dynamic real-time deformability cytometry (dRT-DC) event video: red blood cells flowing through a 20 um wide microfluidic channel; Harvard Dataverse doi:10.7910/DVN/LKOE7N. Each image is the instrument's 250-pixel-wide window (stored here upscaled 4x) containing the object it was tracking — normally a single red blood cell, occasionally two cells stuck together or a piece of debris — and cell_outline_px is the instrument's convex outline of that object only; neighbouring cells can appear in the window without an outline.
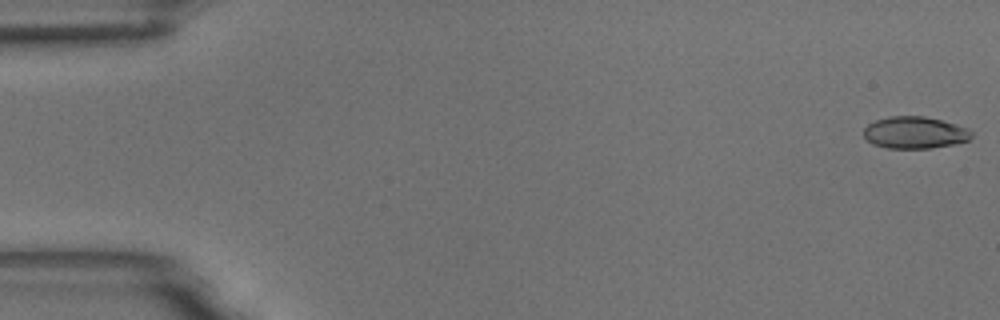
{"species": "common noctule bat (a hibernating species)", "species_latin": "Nyctalus noctula", "temperature_condition": "room temperature", "stored_images_in_passage": 56, "camera_frame_rate_fps": 3000, "um_per_image_px": 0.085, "animal": {"sex": "male", "body_mass_g": 18.8}, "frame": {"image": 1, "passage_image": 1, "time_ms": 0.0, "image_size_px": [1000, 320], "cell_outline_px": [[972, 136], [968, 140], [952, 144], [932, 148], [888, 148], [872, 144], [864, 136], [864, 128], [868, 124], [876, 120], [888, 116], [924, 116], [940, 120], [968, 128], [972, 132]], "centroid_in_image_um": [77.74, 11.27], "position_along_channel_um": 7.3, "area_um2": 19.94}}
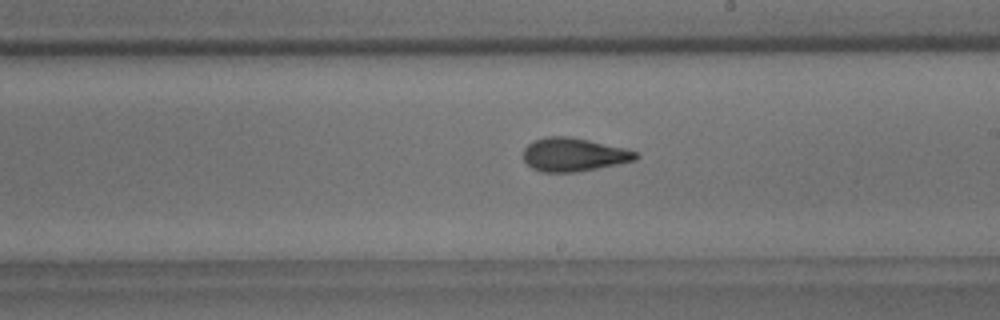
{"frame": {"image": 2, "passage_image": 32, "time_ms": 10.333, "image_size_px": [1000, 320], "cell_outline_px": [[640, 156], [636, 160], [580, 172], [540, 172], [532, 168], [524, 160], [524, 148], [528, 144], [544, 136], [568, 136], [628, 148], [636, 152]], "centroid_in_image_um": [48.79, 13.14], "position_along_channel_um": 240.2, "area_um2": 22.08}}
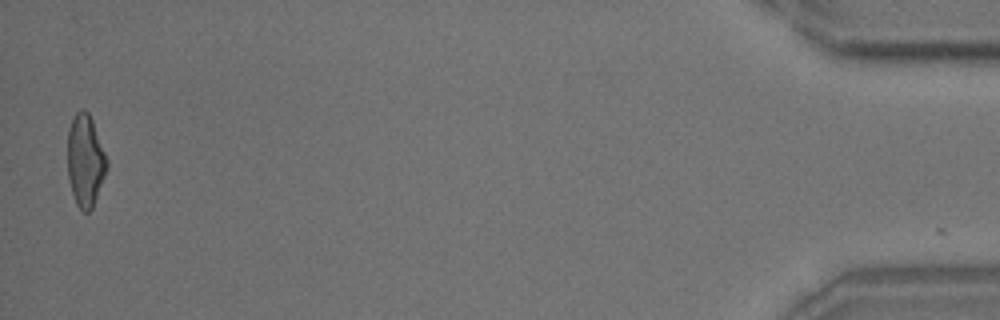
{"frame": {"image": 3, "passage_image": 55, "time_ms": 18.0, "image_size_px": [1000, 320], "cell_outline_px": [[108, 168], [92, 208], [88, 212], [84, 212], [76, 204], [72, 192], [68, 176], [68, 128], [76, 112], [80, 108], [84, 108], [88, 112], [92, 120], [108, 160]], "centroid_in_image_um": [7.26, 13.63], "position_along_channel_um": 427.9, "area_um2": 21.04}, "authors_computed_cell_mechanics": {"area_um2": 21.2993, "velocity_mm_per_s": 3.6402, "shape_relaxation_time_tau1_ms": 7.0404, "shape_relaxation_time_tau2_ms": 1.809, "deformation_change_tau1": 0.2002, "deformation_change_tau2": 0.0906}}